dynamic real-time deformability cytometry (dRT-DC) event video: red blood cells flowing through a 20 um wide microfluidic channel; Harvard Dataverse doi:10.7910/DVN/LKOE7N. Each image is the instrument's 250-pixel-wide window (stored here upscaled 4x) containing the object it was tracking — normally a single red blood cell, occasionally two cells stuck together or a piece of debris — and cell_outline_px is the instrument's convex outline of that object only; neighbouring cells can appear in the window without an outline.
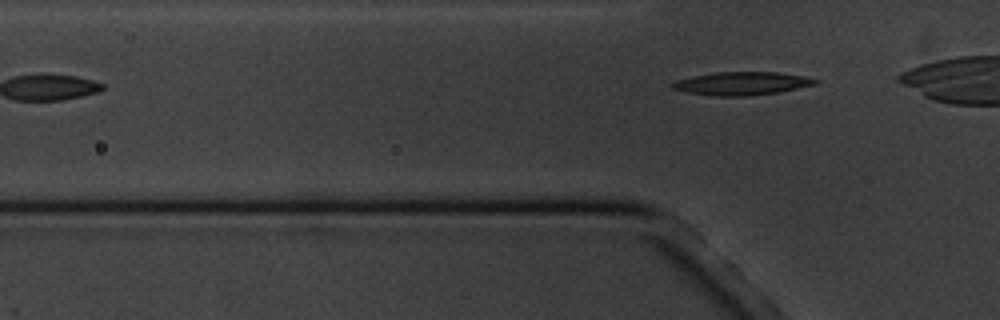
{"species": "common noctule bat (a hibernating species)", "species_latin": "Nyctalus noctula", "temperature_condition": "cold", "stored_images_in_passage": 4, "camera_frame_rate_fps": 3000, "um_per_image_px": 0.085, "animal": {"sex": "male", "body_mass_g": 20.1, "forearm_length_mm": 53.5}, "frame": {"image": 1, "passage_image": 4, "time_ms": 3.667, "image_size_px": [1000, 320], "cell_outline_px": [[820, 80], [816, 84], [776, 92], [748, 96], [712, 96], [688, 92], [672, 88], [672, 84], [676, 80], [692, 76], [716, 72], [776, 72], [800, 76]], "centroid_in_image_um": [63.01, 7.09], "position_along_channel_um": 62.8, "area_um2": 18.96}}